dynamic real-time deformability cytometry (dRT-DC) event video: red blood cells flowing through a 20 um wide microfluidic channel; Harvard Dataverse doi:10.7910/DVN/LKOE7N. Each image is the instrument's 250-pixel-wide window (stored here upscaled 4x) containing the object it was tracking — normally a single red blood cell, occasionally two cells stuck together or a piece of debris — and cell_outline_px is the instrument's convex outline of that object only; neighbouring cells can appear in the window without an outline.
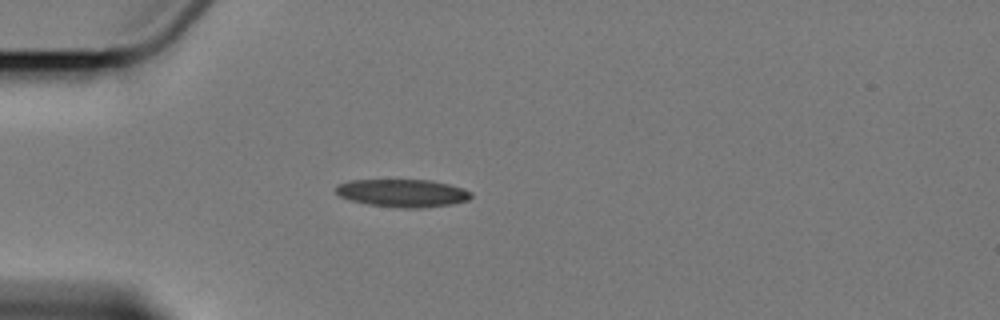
{"species": "Egyptian fruit bat (a non-hibernating species)", "species_latin": "Rousettus aegyptiacus", "temperature_condition": "cold", "stored_images_in_passage": 8, "camera_frame_rate_fps": 3000, "um_per_image_px": 0.085, "animal": {"sex": "female"}, "frame": {"image": 1, "passage_image": 5, "time_ms": 5.0, "image_size_px": [1000, 320], "cell_outline_px": [[472, 196], [468, 200], [452, 204], [420, 208], [400, 208], [368, 204], [352, 200], [340, 196], [336, 192], [336, 184], [352, 180], [432, 180], [464, 188], [472, 192]], "centroid_in_image_um": [34.25, 16.41], "position_along_channel_um": 50.8, "area_um2": 21.91}}
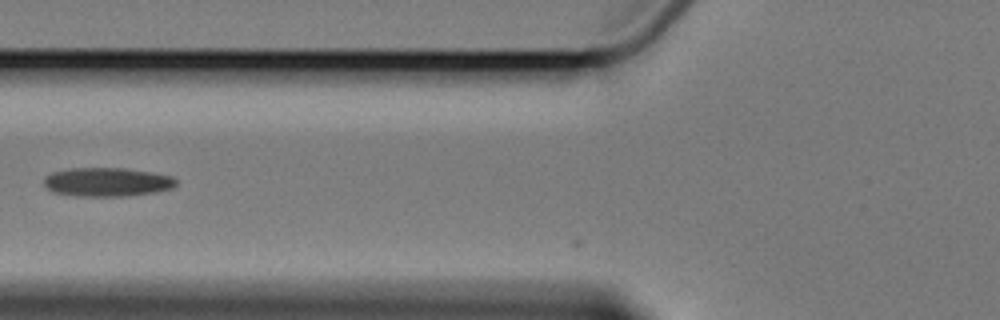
{"frame": {"image": 2, "passage_image": 7, "time_ms": 7.333, "image_size_px": [1000, 320], "cell_outline_px": [[176, 184], [172, 188], [156, 192], [128, 196], [76, 196], [52, 192], [44, 184], [44, 176], [52, 172], [72, 168], [124, 168], [152, 172], [172, 176], [176, 180]], "centroid_in_image_um": [9.1, 15.47], "position_along_channel_um": 116.7, "area_um2": 22.31}}